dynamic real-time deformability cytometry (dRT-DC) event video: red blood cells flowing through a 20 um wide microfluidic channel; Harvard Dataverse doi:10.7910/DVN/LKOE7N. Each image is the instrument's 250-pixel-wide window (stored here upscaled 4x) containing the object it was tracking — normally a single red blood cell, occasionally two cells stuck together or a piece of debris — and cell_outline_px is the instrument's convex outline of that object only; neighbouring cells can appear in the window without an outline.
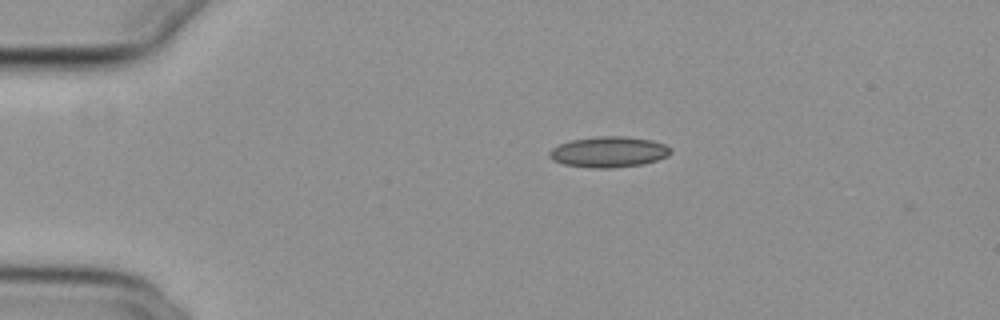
{"species": "common noctule bat (a hibernating species)", "species_latin": "Nyctalus noctula", "temperature_condition": "cold", "stored_images_in_passage": 15, "camera_frame_rate_fps": 3000, "um_per_image_px": 0.085, "animal": {"sex": "female", "body_mass_g": 29.2, "forearm_length_mm": 56.3}, "frame": {"image": 1, "passage_image": 1, "time_ms": 0.0, "image_size_px": [1000, 320], "cell_outline_px": [[672, 152], [668, 156], [644, 164], [612, 168], [592, 168], [564, 164], [552, 160], [548, 156], [548, 152], [552, 148], [560, 144], [572, 140], [600, 136], [624, 136], [652, 140], [664, 144], [672, 148]], "centroid_in_image_um": [51.76, 12.92], "position_along_channel_um": 33.2, "area_um2": 21.79}}